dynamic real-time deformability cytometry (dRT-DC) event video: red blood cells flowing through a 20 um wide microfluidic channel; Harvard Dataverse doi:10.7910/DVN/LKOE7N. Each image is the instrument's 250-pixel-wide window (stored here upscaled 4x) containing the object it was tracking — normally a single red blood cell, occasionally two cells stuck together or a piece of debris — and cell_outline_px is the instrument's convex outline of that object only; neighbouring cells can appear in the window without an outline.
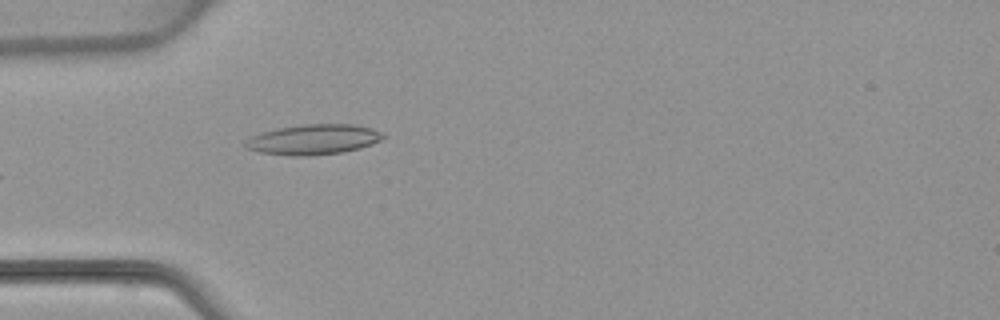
{"species": "common noctule bat (a hibernating species)", "species_latin": "Nyctalus noctula", "temperature_condition": "warm", "stored_images_in_passage": 5, "camera_frame_rate_fps": 3000, "um_per_image_px": 0.085, "animal": {"sex": "female", "body_mass_g": 22.7, "forearm_length_mm": 54.2}, "frame": {"image": 1, "passage_image": 5, "time_ms": 5.667, "image_size_px": [1000, 320], "cell_outline_px": [[384, 136], [380, 140], [372, 144], [360, 148], [344, 152], [304, 156], [288, 156], [260, 152], [244, 148], [244, 140], [252, 136], [276, 128], [304, 124], [352, 124], [372, 128], [380, 132]], "centroid_in_image_um": [26.6, 11.86], "position_along_channel_um": 58.4, "area_um2": 24.28}}